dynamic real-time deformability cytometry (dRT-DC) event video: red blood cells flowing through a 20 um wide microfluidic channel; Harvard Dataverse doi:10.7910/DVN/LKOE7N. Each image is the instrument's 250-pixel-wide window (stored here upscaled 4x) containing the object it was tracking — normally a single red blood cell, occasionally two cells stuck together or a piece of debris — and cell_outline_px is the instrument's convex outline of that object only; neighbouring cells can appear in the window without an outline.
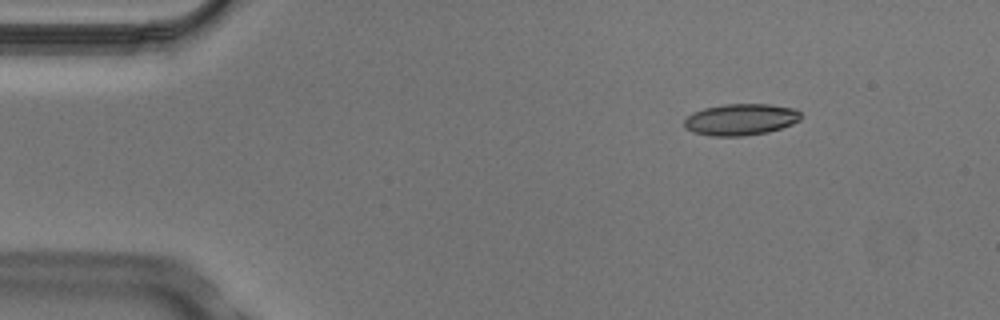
{"species": "Egyptian fruit bat (a non-hibernating species)", "species_latin": "Rousettus aegyptiacus", "temperature_condition": "cold", "stored_images_in_passage": 4, "camera_frame_rate_fps": 3000, "um_per_image_px": 0.085, "animal": {"sex": "male"}, "frame": {"image": 1, "passage_image": 1, "time_ms": 0.0, "image_size_px": [1000, 320], "cell_outline_px": [[800, 120], [792, 124], [768, 132], [744, 136], [712, 136], [692, 132], [684, 128], [684, 120], [692, 112], [704, 108], [724, 104], [768, 104], [796, 108], [800, 112]], "centroid_in_image_um": [62.94, 10.16], "position_along_channel_um": 22.1, "area_um2": 21.56}}
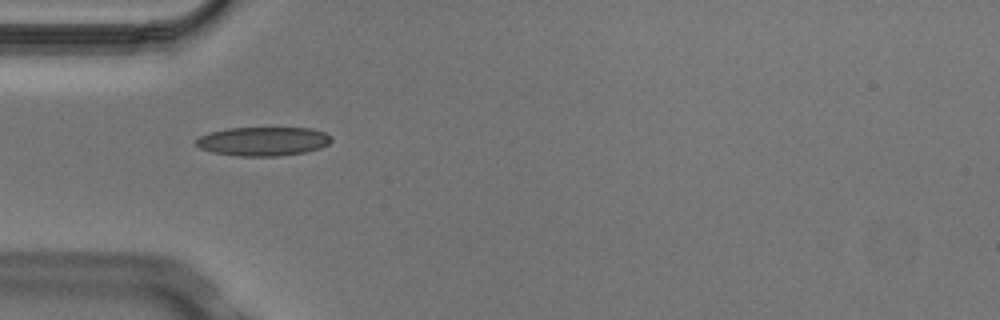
{"frame": {"image": 2, "passage_image": 3, "time_ms": 0.667, "image_size_px": [1000, 320], "cell_outline_px": [[332, 140], [328, 144], [320, 148], [304, 152], [280, 156], [236, 156], [212, 152], [200, 148], [196, 144], [196, 140], [200, 136], [208, 132], [228, 128], [312, 128], [324, 132], [332, 136]], "centroid_in_image_um": [22.37, 12.01], "position_along_channel_um": 62.6, "area_um2": 22.89}}